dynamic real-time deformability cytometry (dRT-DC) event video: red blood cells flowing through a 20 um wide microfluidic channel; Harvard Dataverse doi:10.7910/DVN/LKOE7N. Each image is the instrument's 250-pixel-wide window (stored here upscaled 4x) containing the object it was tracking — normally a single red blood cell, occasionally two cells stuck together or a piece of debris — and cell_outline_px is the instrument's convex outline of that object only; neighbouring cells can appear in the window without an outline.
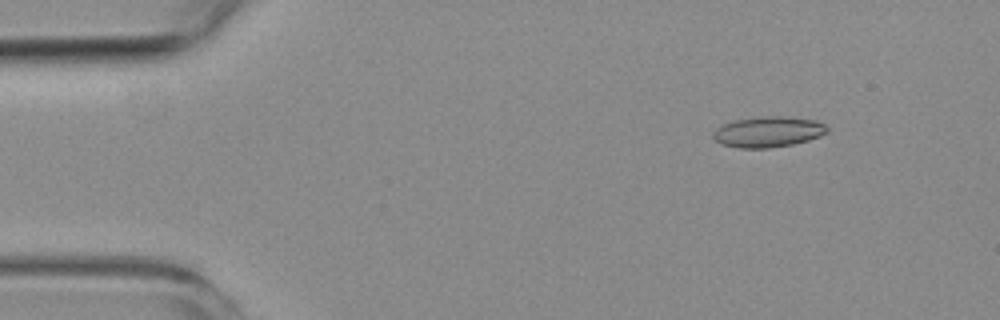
{"species": "common noctule bat (a hibernating species)", "species_latin": "Nyctalus noctula", "temperature_condition": "room temperature", "stored_images_in_passage": 6, "camera_frame_rate_fps": 3000, "um_per_image_px": 0.085, "animal": {"sex": "female", "body_mass_g": 19.3, "forearm_length_mm": 54.1}, "frame": {"image": 1, "passage_image": 2, "time_ms": 1.0, "image_size_px": [1000, 320], "cell_outline_px": [[828, 132], [820, 136], [808, 140], [792, 144], [768, 148], [740, 148], [720, 144], [712, 136], [712, 132], [716, 128], [724, 124], [736, 120], [760, 116], [784, 116], [816, 120], [824, 124], [828, 128]], "centroid_in_image_um": [65.29, 11.2], "position_along_channel_um": 19.7, "area_um2": 20.4}}
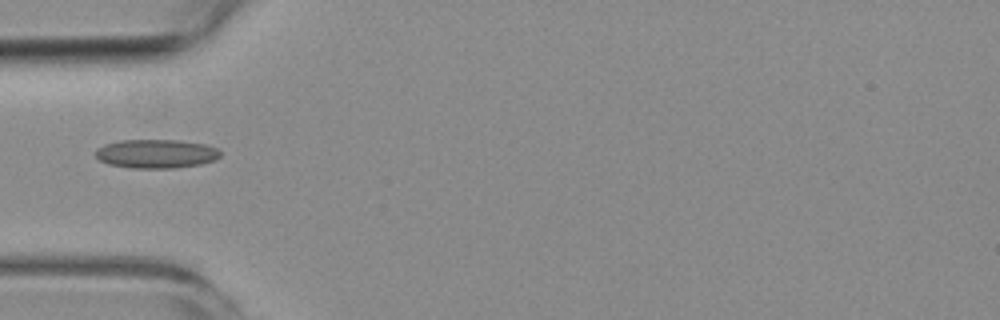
{"frame": {"image": 2, "passage_image": 5, "time_ms": 4.667, "image_size_px": [1000, 320], "cell_outline_px": [[220, 156], [212, 160], [200, 164], [176, 168], [132, 168], [108, 164], [100, 160], [96, 156], [96, 148], [104, 144], [120, 140], [180, 140], [204, 144], [216, 148], [220, 152]], "centroid_in_image_um": [13.24, 13.06], "position_along_channel_um": 71.8, "area_um2": 20.92}}